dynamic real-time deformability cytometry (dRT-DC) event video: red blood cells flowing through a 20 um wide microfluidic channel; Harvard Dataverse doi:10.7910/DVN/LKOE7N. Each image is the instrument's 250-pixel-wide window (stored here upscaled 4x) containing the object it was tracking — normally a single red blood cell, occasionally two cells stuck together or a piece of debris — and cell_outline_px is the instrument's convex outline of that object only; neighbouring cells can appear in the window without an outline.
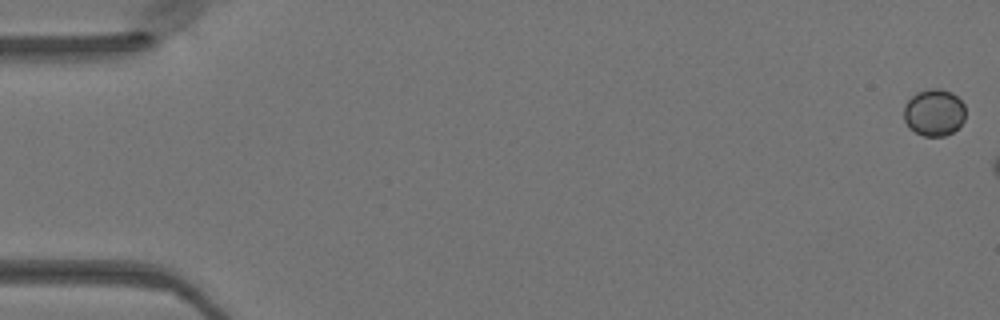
{"species": "Egyptian fruit bat (a non-hibernating species)", "species_latin": "Rousettus aegyptiacus", "temperature_condition": "warm", "stored_images_in_passage": 10, "camera_frame_rate_fps": 3000, "um_per_image_px": 0.085, "animal": {"sex": "female"}, "frame": {"image": 1, "passage_image": 1, "time_ms": 0.0, "image_size_px": [1000, 320], "cell_outline_px": [[964, 120], [952, 132], [944, 136], [924, 136], [908, 128], [904, 120], [904, 104], [916, 92], [932, 88], [940, 88], [952, 92], [964, 104]], "centroid_in_image_um": [79.37, 9.55], "position_along_channel_um": 5.6, "area_um2": 16.88}}